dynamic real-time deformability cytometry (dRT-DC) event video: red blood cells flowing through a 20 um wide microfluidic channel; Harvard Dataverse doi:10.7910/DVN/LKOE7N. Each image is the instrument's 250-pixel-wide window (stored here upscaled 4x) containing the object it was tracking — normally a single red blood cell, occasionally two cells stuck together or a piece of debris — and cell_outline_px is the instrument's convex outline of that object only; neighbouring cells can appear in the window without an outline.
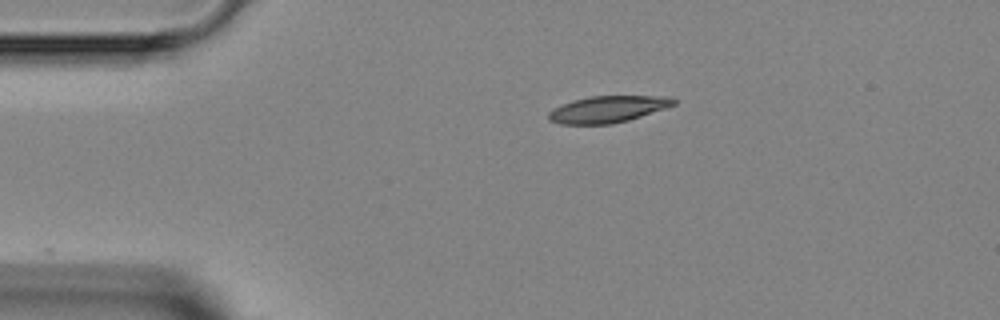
{"species": "Egyptian fruit bat (a non-hibernating species)", "species_latin": "Rousettus aegyptiacus", "temperature_condition": "room temperature", "stored_images_in_passage": 38, "camera_frame_rate_fps": 3000, "um_per_image_px": 0.085, "animal": {"sex": "female"}, "frame": {"image": 1, "passage_image": 1, "time_ms": 0.0, "image_size_px": [1000, 320], "cell_outline_px": [[676, 104], [628, 120], [612, 124], [560, 124], [548, 120], [548, 112], [552, 108], [572, 100], [592, 96], [664, 96], [676, 100]], "centroid_in_image_um": [51.59, 9.28], "position_along_channel_um": 33.4, "area_um2": 19.31}}
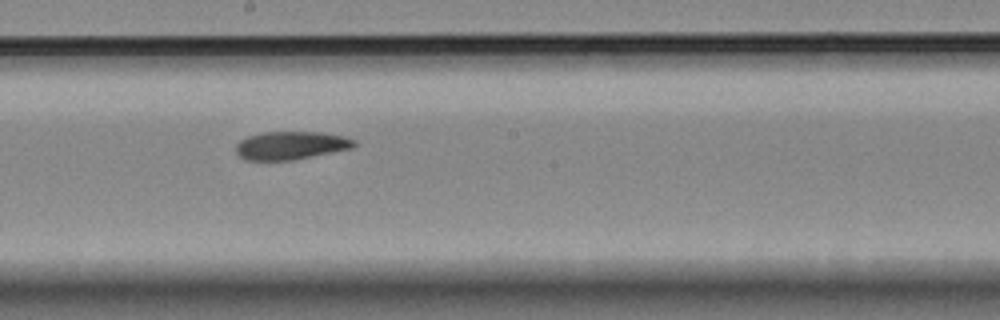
{"frame": {"image": 2, "passage_image": 17, "time_ms": 5.333, "image_size_px": [1000, 320], "cell_outline_px": [[356, 144], [352, 148], [292, 160], [248, 160], [240, 156], [236, 152], [236, 144], [240, 140], [248, 136], [264, 132], [320, 132], [344, 136], [356, 140]], "centroid_in_image_um": [24.73, 12.35], "position_along_channel_um": 223.5, "area_um2": 19.25}}
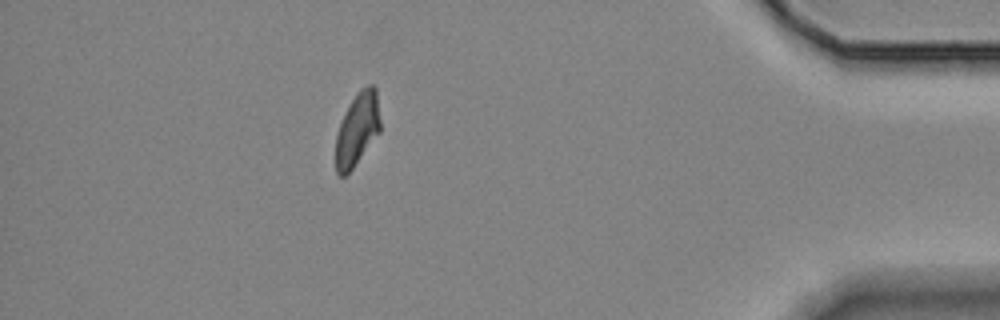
{"frame": {"image": 3, "passage_image": 33, "time_ms": 10.667, "image_size_px": [1000, 320], "cell_outline_px": [[380, 132], [352, 168], [344, 176], [340, 176], [336, 172], [336, 136], [340, 124], [356, 92], [360, 88], [368, 84], [372, 84], [376, 88], [380, 120]], "centroid_in_image_um": [30.39, 10.96], "position_along_channel_um": 404.8, "area_um2": 18.67}}